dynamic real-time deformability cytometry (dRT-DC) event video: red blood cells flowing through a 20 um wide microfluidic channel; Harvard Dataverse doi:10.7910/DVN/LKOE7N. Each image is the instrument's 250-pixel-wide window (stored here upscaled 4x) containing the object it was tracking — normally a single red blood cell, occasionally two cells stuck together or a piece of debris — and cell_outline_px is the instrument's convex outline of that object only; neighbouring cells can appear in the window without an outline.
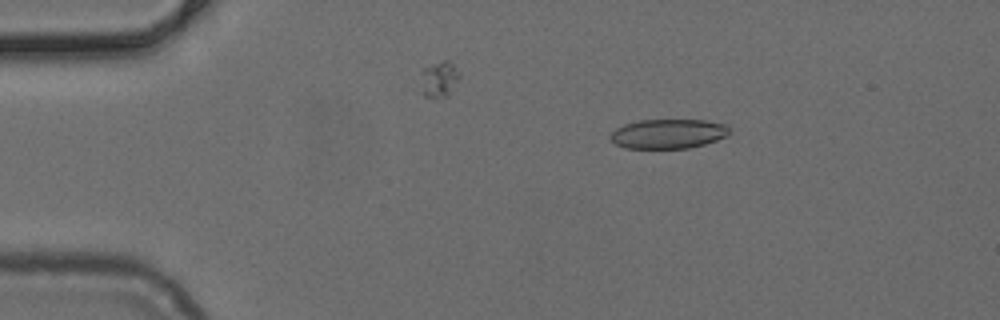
{"species": "common noctule bat (a hibernating species)", "species_latin": "Nyctalus noctula", "temperature_condition": "cold", "stored_images_in_passage": 42, "camera_frame_rate_fps": 3000, "um_per_image_px": 0.085, "animal": {"sex": "female", "body_mass_g": 24.6, "forearm_length_mm": 56.2}, "frame": {"image": 1, "passage_image": 1, "time_ms": 0.0, "image_size_px": [1000, 320], "cell_outline_px": [[728, 136], [704, 144], [688, 148], [624, 148], [616, 144], [608, 136], [616, 128], [624, 124], [640, 120], [704, 120], [728, 124]], "centroid_in_image_um": [56.79, 11.37], "position_along_channel_um": 28.2, "area_um2": 20.46}}
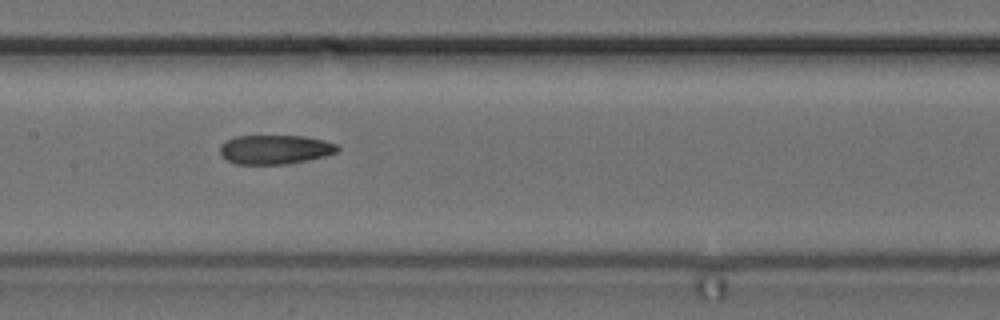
{"frame": {"image": 2, "passage_image": 17, "time_ms": 5.333, "image_size_px": [1000, 320], "cell_outline_px": [[340, 148], [336, 152], [324, 156], [288, 164], [236, 164], [220, 156], [220, 144], [236, 136], [300, 136], [324, 140], [340, 144]], "centroid_in_image_um": [23.38, 12.71], "position_along_channel_um": 184.0, "area_um2": 20.0}}
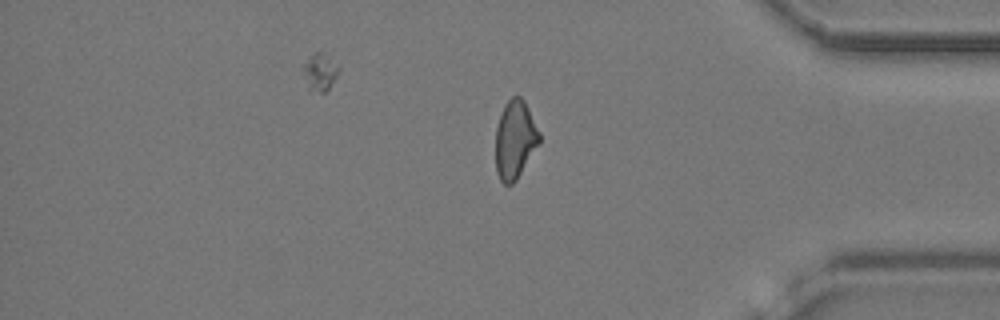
{"frame": {"image": 3, "passage_image": 34, "time_ms": 11.0, "image_size_px": [1000, 320], "cell_outline_px": [[540, 144], [516, 180], [512, 184], [504, 184], [500, 180], [496, 172], [496, 128], [504, 104], [512, 96], [520, 96], [524, 100], [540, 132]], "centroid_in_image_um": [43.78, 11.87], "position_along_channel_um": 391.4, "area_um2": 20.06}}